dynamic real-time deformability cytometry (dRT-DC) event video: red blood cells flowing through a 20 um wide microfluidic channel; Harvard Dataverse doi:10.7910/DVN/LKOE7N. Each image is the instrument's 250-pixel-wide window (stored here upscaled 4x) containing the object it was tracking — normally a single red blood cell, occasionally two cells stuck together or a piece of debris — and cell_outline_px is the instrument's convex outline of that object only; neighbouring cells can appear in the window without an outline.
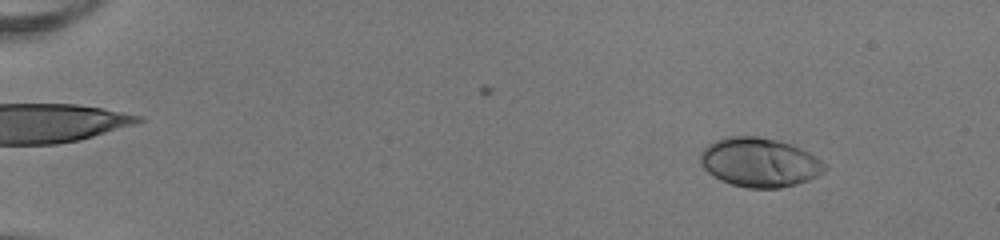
{"species": "human", "species_latin": "Homo sapiens", "temperature_condition": "room temperature", "stored_images_in_passage": 52, "camera_frame_rate_fps": 3000, "um_per_image_px": 0.085, "donor": {"sex": "female"}, "frame": {"image": 1, "passage_image": 6, "time_ms": 1.667, "image_size_px": [1000, 240], "cell_outline_px": [[828, 168], [824, 172], [808, 180], [796, 184], [780, 188], [748, 188], [732, 184], [720, 180], [708, 172], [700, 164], [700, 152], [708, 144], [716, 140], [728, 136], [756, 136], [776, 140], [792, 144], [816, 156]], "centroid_in_image_um": [64.55, 13.8], "position_along_channel_um": 20.5, "area_um2": 35.6}}
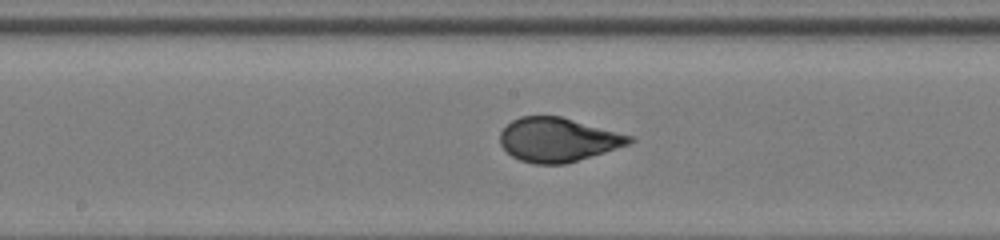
{"frame": {"image": 2, "passage_image": 29, "time_ms": 9.333, "image_size_px": [1000, 240], "cell_outline_px": [[636, 140], [632, 144], [564, 164], [536, 164], [520, 160], [512, 156], [500, 144], [500, 132], [512, 120], [520, 116], [560, 116], [636, 136]], "centroid_in_image_um": [47.48, 11.87], "position_along_channel_um": 200.7, "area_um2": 33.35}}
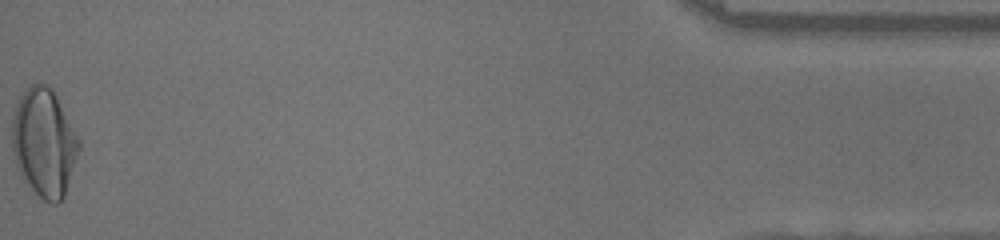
{"frame": {"image": 3, "passage_image": 52, "time_ms": 17.0, "image_size_px": [1000, 240], "cell_outline_px": [[80, 148], [64, 196], [56, 204], [52, 204], [44, 200], [20, 176], [16, 164], [12, 148], [12, 120], [16, 104], [20, 96], [32, 84], [48, 84], [52, 88], [80, 140]], "centroid_in_image_um": [3.74, 12.12], "position_along_channel_um": 431.5, "area_um2": 41.85}, "authors_computed_cell_mechanics": {"area_um2": 33.9864, "velocity_mm_per_s": 4.0684, "shape_relaxation_time_tau1_ms": 5.6155, "shape_relaxation_time_tau2_ms": null, "deformation_change_tau1": 0.2375, "deformation_change_tau2": null}}